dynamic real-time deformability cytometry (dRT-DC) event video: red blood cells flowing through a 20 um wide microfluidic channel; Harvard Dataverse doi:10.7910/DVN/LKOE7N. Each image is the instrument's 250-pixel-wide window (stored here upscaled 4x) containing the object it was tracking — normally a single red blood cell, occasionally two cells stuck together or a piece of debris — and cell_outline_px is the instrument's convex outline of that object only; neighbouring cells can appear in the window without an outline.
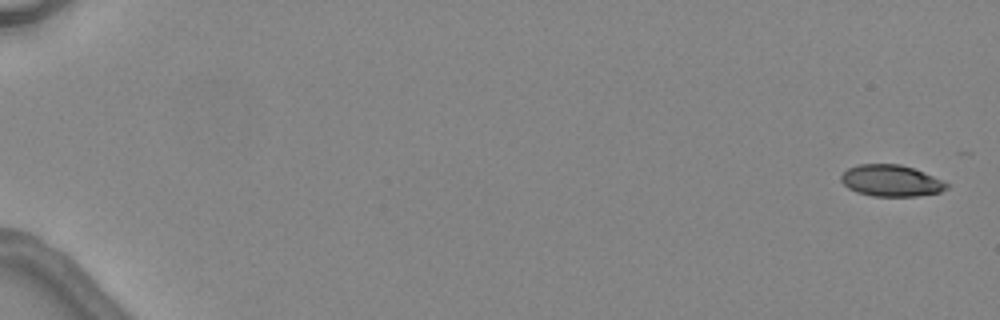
{"species": "common noctule bat (a hibernating species)", "species_latin": "Nyctalus noctula", "temperature_condition": "warm", "stored_images_in_passage": 5, "camera_frame_rate_fps": 3000, "um_per_image_px": 0.085, "animal": {"sex": "female", "body_mass_g": 24.6, "forearm_length_mm": 56.2}, "frame": {"image": 1, "passage_image": 1, "time_ms": 0.0, "image_size_px": [1000, 320], "cell_outline_px": [[948, 188], [940, 192], [916, 196], [872, 196], [856, 192], [848, 188], [840, 180], [840, 176], [848, 168], [860, 164], [900, 164], [924, 172], [948, 184]], "centroid_in_image_um": [75.71, 15.36], "position_along_channel_um": 9.3, "area_um2": 19.25}}
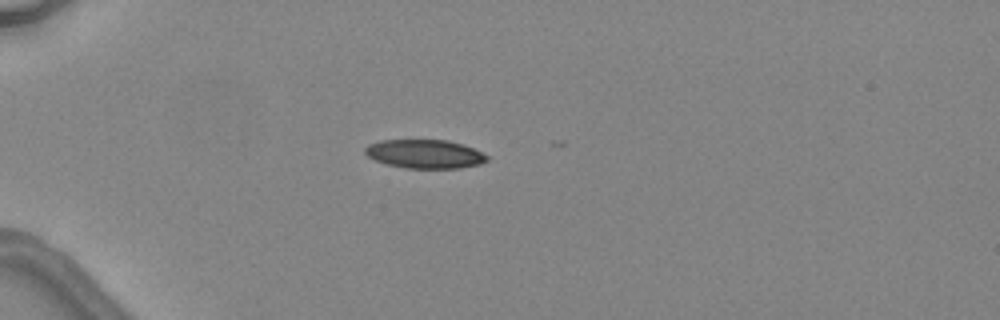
{"frame": {"image": 2, "passage_image": 5, "time_ms": 4.667, "image_size_px": [1000, 320], "cell_outline_px": [[488, 160], [480, 164], [460, 168], [404, 168], [384, 164], [368, 156], [364, 152], [364, 148], [368, 144], [380, 140], [448, 140], [464, 144], [488, 156]], "centroid_in_image_um": [36.08, 13.08], "position_along_channel_um": 48.9, "area_um2": 20.52}}